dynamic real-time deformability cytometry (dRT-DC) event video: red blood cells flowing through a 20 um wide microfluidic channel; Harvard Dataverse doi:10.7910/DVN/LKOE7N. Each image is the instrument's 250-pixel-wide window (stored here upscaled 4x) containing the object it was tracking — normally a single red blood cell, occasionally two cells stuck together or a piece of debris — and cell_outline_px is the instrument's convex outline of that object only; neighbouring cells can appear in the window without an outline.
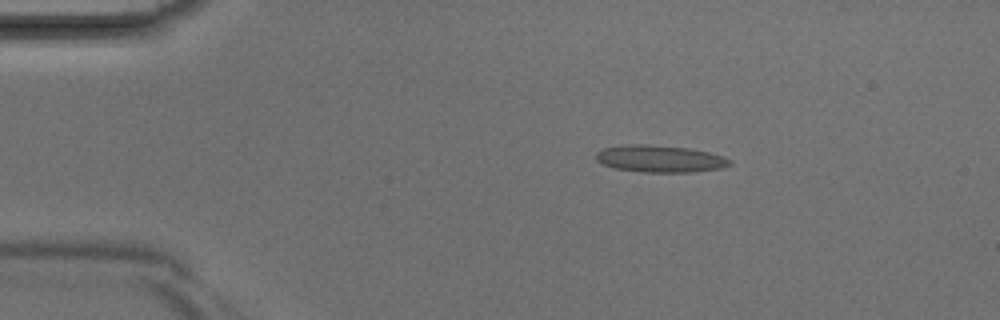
{"species": "Egyptian fruit bat (a non-hibernating species)", "species_latin": "Rousettus aegyptiacus", "temperature_condition": "room temperature", "stored_images_in_passage": 2, "camera_frame_rate_fps": 3000, "um_per_image_px": 0.085, "animal": {"sex": "male"}, "frame": {"image": 1, "passage_image": 1, "time_ms": 0.0, "image_size_px": [1000, 320], "cell_outline_px": [[732, 164], [720, 168], [692, 172], [644, 172], [612, 168], [596, 160], [596, 152], [604, 148], [624, 144], [644, 144], [688, 148], [708, 152], [724, 156], [732, 160]], "centroid_in_image_um": [56.09, 13.49], "position_along_channel_um": 28.9, "area_um2": 21.1}}